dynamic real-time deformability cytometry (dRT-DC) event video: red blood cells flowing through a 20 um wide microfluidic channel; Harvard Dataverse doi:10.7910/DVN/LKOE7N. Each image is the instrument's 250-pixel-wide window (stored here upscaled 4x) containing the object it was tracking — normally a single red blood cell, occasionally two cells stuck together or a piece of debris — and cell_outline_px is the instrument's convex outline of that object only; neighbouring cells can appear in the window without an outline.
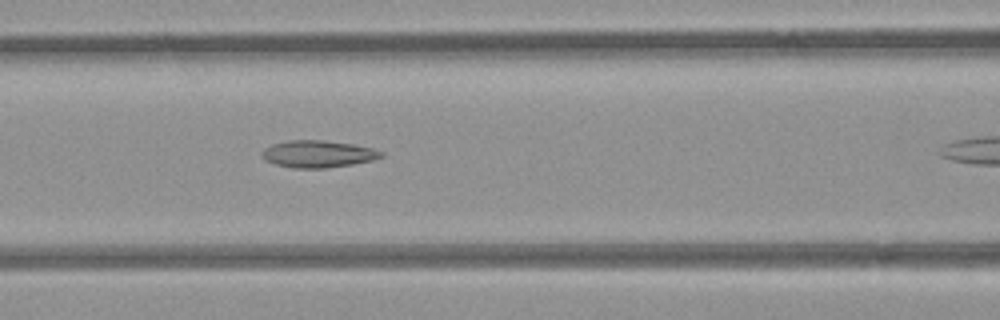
{"species": "common noctule bat (a hibernating species)", "species_latin": "Nyctalus noctula", "temperature_condition": "room temperature", "stored_images_in_passage": 18, "camera_frame_rate_fps": 3000, "um_per_image_px": 0.085, "animal": {"sex": "female", "body_mass_g": 21.9}, "frame": {"image": 1, "passage_image": 11, "time_ms": 3.333, "image_size_px": [1000, 320], "cell_outline_px": [[384, 156], [372, 160], [352, 164], [324, 168], [292, 168], [276, 164], [264, 160], [260, 156], [260, 152], [264, 148], [272, 144], [288, 140], [324, 140], [352, 144], [372, 148], [384, 152]], "centroid_in_image_um": [26.99, 13.08], "position_along_channel_um": 139.6, "area_um2": 18.9}}
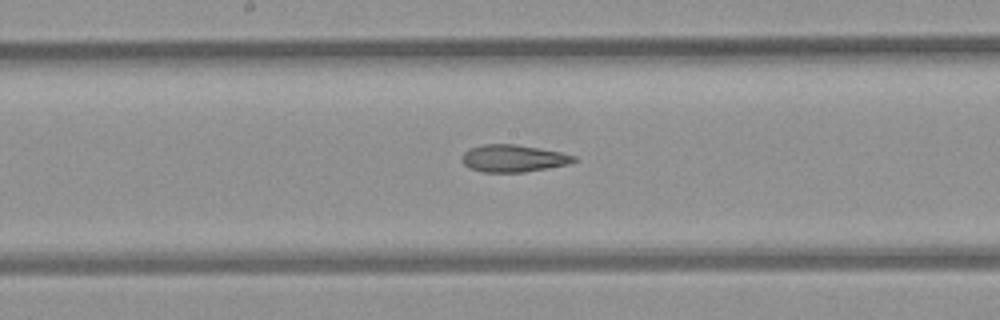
{"frame": {"image": 2, "passage_image": 16, "time_ms": 5.0, "image_size_px": [1000, 320], "cell_outline_px": [[576, 160], [568, 164], [548, 168], [524, 172], [484, 172], [468, 168], [460, 160], [460, 156], [464, 152], [472, 148], [484, 144], [516, 144], [560, 152], [576, 156]], "centroid_in_image_um": [43.59, 13.46], "position_along_channel_um": 204.6, "area_um2": 17.74}}